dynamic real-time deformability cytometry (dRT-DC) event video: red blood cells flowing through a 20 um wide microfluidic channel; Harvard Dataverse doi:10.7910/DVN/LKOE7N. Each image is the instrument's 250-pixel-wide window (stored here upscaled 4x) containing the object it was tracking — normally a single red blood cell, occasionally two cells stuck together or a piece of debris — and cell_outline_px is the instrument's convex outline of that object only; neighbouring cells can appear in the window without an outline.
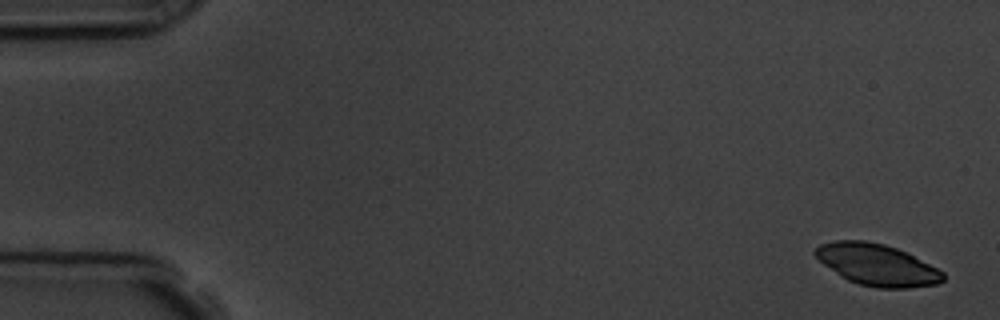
{"species": "common noctule bat (a hibernating species)", "species_latin": "Nyctalus noctula", "temperature_condition": "room temperature", "stored_images_in_passage": 5, "camera_frame_rate_fps": 3000, "um_per_image_px": 0.085, "animal": {"sex": "male", "body_mass_g": 19.5, "forearm_length_mm": 54.6}, "frame": {"image": 1, "passage_image": 1, "time_ms": 0.0, "image_size_px": [1000, 320], "cell_outline_px": [[944, 280], [936, 284], [908, 288], [876, 288], [860, 284], [848, 280], [840, 276], [824, 264], [812, 252], [820, 244], [832, 240], [864, 240], [884, 244], [908, 252], [944, 272]], "centroid_in_image_um": [74.55, 22.49], "position_along_channel_um": 10.5, "area_um2": 30.98}}